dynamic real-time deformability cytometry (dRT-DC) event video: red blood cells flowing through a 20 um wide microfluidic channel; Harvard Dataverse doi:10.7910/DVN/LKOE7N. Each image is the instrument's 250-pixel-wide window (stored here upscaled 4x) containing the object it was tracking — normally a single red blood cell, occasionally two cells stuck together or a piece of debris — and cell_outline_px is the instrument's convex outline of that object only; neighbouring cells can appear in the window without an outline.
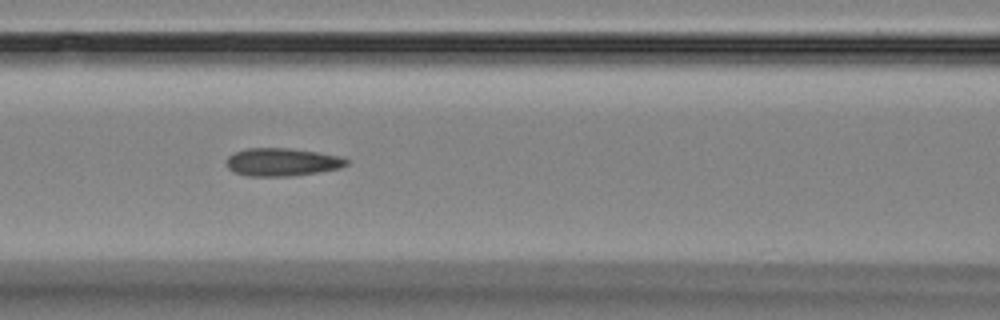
{"species": "Egyptian fruit bat (a non-hibernating species)", "species_latin": "Rousettus aegyptiacus", "temperature_condition": "room temperature", "stored_images_in_passage": 10, "camera_frame_rate_fps": 3000, "um_per_image_px": 0.085, "animal": {"sex": "female"}, "frame": {"image": 1, "passage_image": 3, "time_ms": 2.0, "image_size_px": [1000, 320], "cell_outline_px": [[348, 164], [340, 168], [292, 176], [248, 176], [236, 172], [228, 168], [228, 156], [236, 152], [248, 148], [292, 148], [340, 156], [348, 160]], "centroid_in_image_um": [24.0, 13.77], "position_along_channel_um": 142.6, "area_um2": 19.31}}
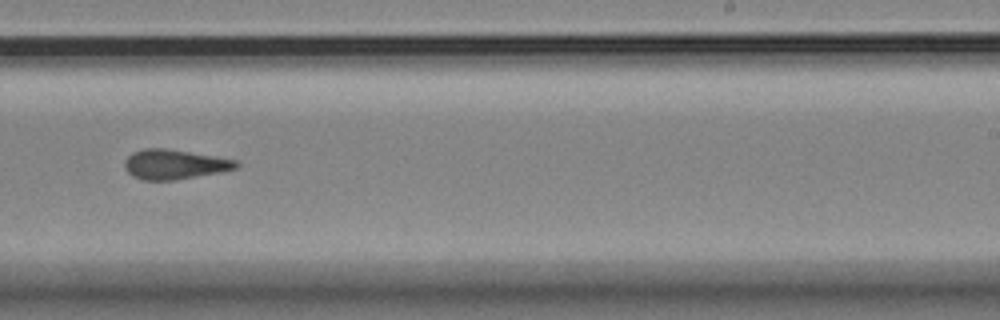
{"frame": {"image": 2, "passage_image": 6, "time_ms": 5.667, "image_size_px": [1000, 320], "cell_outline_px": [[240, 164], [236, 168], [220, 172], [176, 180], [144, 180], [132, 176], [124, 168], [124, 160], [132, 152], [144, 148], [168, 148], [236, 160]], "centroid_in_image_um": [14.79, 13.97], "position_along_channel_um": 274.2, "area_um2": 19.36}}
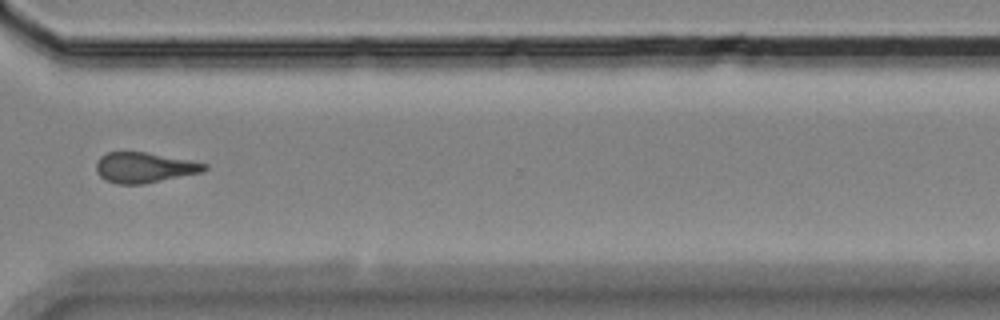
{"frame": {"image": 3, "passage_image": 8, "time_ms": 8.0, "image_size_px": [1000, 320], "cell_outline_px": [[208, 168], [204, 172], [144, 184], [116, 184], [104, 180], [96, 172], [96, 164], [100, 156], [108, 152], [144, 152], [188, 160], [208, 164]], "centroid_in_image_um": [12.26, 14.26], "position_along_channel_um": 358.3, "area_um2": 19.19}, "authors_computed_cell_mechanics": {"area_um2": 19.2474, "velocity_mm_per_s": 3.6057, "shape_relaxation_time_tau1_ms": null, "shape_relaxation_time_tau2_ms": 2.9095, "deformation_change_tau1": null, "deformation_change_tau2": 0.0881}}